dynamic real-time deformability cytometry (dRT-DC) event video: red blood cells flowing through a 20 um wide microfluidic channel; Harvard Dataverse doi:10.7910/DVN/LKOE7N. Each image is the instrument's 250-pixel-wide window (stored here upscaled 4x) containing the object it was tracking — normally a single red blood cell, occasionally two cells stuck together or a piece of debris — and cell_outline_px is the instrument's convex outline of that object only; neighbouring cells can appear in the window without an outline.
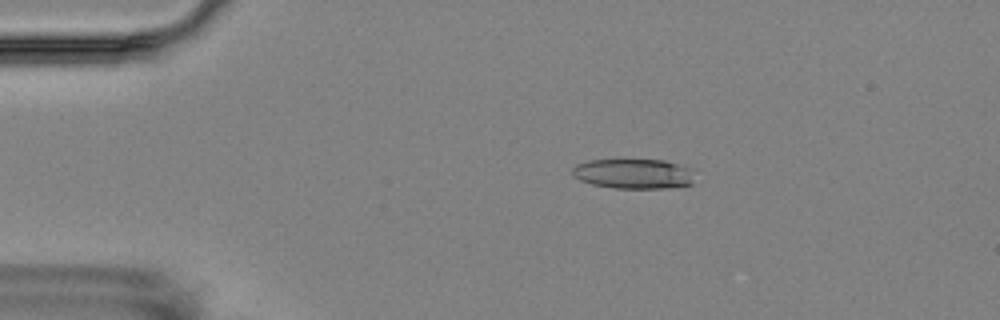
{"species": "Egyptian fruit bat (a non-hibernating species)", "species_latin": "Rousettus aegyptiacus", "temperature_condition": "room temperature", "stored_images_in_passage": 7, "camera_frame_rate_fps": 3000, "um_per_image_px": 0.085, "animal": {"sex": "female"}, "frame": {"image": 1, "passage_image": 3, "time_ms": 2.333, "image_size_px": [1000, 320], "cell_outline_px": [[692, 184], [668, 188], [612, 188], [592, 184], [580, 180], [572, 172], [572, 168], [576, 164], [588, 160], [664, 160], [692, 168]], "centroid_in_image_um": [53.85, 14.77], "position_along_channel_um": 31.1, "area_um2": 21.27}}
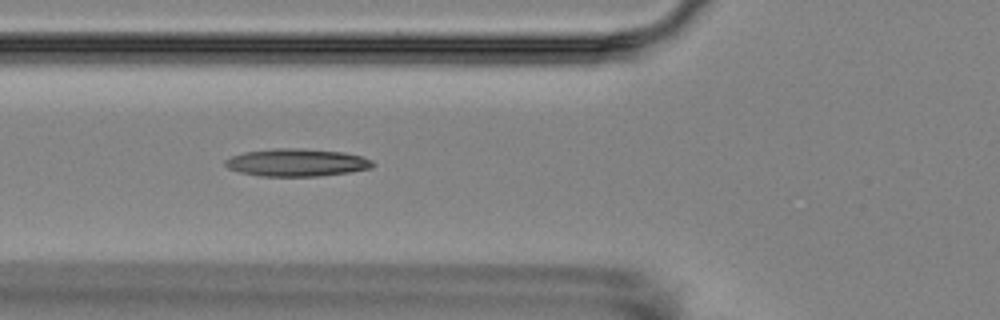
{"frame": {"image": 2, "passage_image": 6, "time_ms": 5.667, "image_size_px": [1000, 320], "cell_outline_px": [[376, 164], [372, 168], [348, 172], [316, 176], [260, 176], [240, 172], [228, 168], [224, 164], [224, 160], [232, 156], [244, 152], [272, 148], [300, 148], [344, 152], [360, 156], [372, 160]], "centroid_in_image_um": [25.21, 13.81], "position_along_channel_um": 100.6, "area_um2": 23.76}}